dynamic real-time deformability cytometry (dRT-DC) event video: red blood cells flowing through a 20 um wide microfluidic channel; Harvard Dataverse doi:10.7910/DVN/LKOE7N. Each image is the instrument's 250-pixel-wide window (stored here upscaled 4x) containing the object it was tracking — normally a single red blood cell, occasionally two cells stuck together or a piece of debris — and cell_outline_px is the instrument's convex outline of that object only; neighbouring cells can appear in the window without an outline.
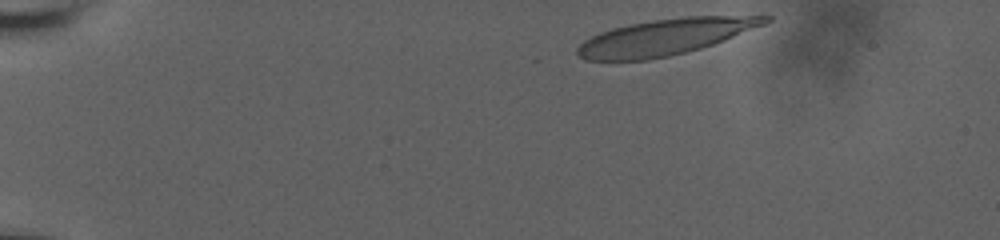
{"species": "human", "species_latin": "Homo sapiens", "temperature_condition": "room temperature", "stored_images_in_passage": 14, "camera_frame_rate_fps": 3000, "um_per_image_px": 0.085, "donor": {"sex": "male"}, "frame": {"image": 1, "passage_image": 1, "time_ms": 0.0, "image_size_px": [1000, 240], "cell_outline_px": [[772, 20], [764, 24], [724, 40], [700, 48], [668, 56], [648, 60], [584, 60], [576, 56], [576, 48], [584, 40], [600, 32], [612, 28], [652, 20], [688, 16], [772, 16]], "centroid_in_image_um": [56.49, 3.15], "position_along_channel_um": 28.5, "area_um2": 39.02}}
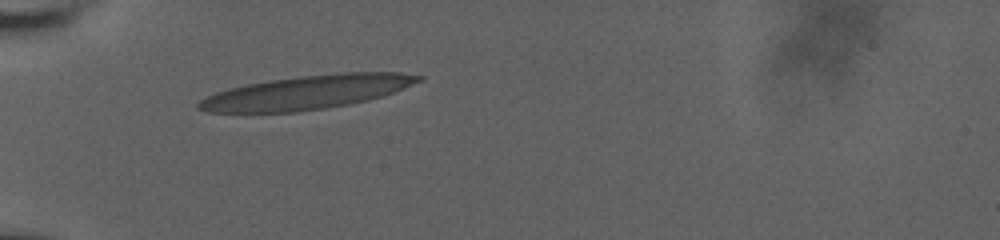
{"frame": {"image": 2, "passage_image": 13, "time_ms": 3.333, "image_size_px": [1000, 240], "cell_outline_px": [[424, 80], [392, 92], [368, 100], [348, 104], [324, 108], [296, 112], [208, 112], [196, 108], [196, 104], [200, 100], [216, 92], [228, 88], [268, 80], [300, 76], [344, 72], [400, 72], [424, 76]], "centroid_in_image_um": [26.08, 7.84], "position_along_channel_um": 58.9, "area_um2": 43.0}}